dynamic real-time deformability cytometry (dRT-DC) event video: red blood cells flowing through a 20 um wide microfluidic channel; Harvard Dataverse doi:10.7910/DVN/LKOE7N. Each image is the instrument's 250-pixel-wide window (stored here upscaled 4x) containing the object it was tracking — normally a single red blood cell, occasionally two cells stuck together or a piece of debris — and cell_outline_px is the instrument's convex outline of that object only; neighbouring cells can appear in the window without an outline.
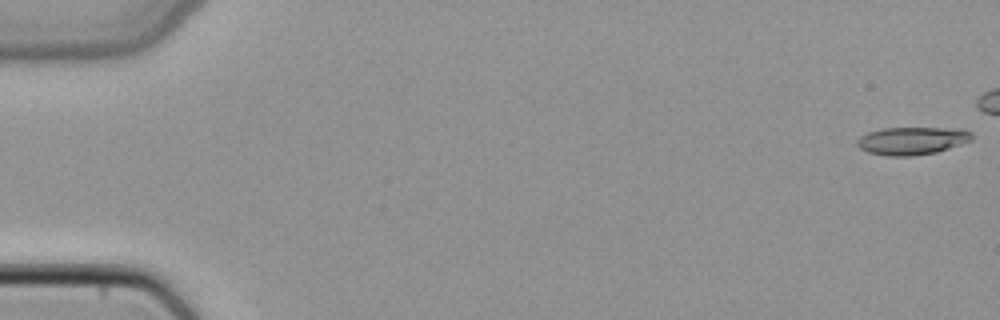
{"species": "common noctule bat (a hibernating species)", "species_latin": "Nyctalus noctula", "temperature_condition": "cold", "stored_images_in_passage": 13, "camera_frame_rate_fps": 3000, "um_per_image_px": 0.085, "animal": {"sex": "female", "body_mass_g": 22.7, "forearm_length_mm": 54.2}, "frame": {"image": 1, "passage_image": 1, "time_ms": 0.0, "image_size_px": [1000, 320], "cell_outline_px": [[972, 140], [936, 152], [912, 156], [888, 156], [868, 152], [860, 148], [856, 144], [856, 140], [860, 136], [868, 132], [880, 128], [964, 128], [972, 132]], "centroid_in_image_um": [77.51, 11.95], "position_along_channel_um": 7.5, "area_um2": 18.67}}